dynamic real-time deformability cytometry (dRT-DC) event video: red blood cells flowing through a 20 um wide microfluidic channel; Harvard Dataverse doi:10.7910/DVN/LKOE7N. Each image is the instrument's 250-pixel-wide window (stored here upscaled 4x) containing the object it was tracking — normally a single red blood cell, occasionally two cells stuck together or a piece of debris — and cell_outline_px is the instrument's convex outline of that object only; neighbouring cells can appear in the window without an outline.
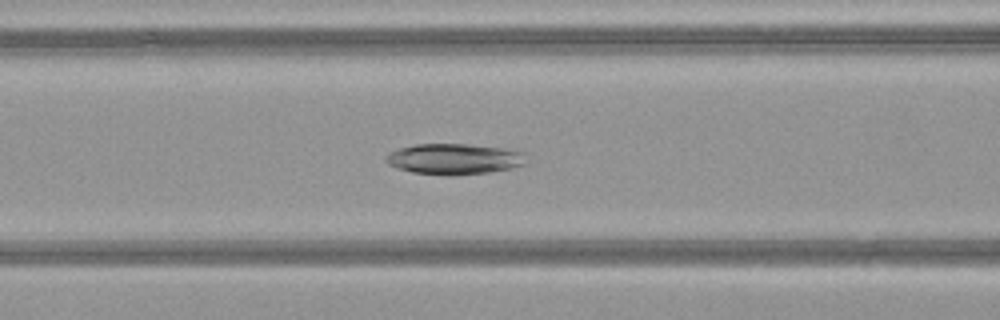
{"species": "common noctule bat (a hibernating species)", "species_latin": "Nyctalus noctula", "temperature_condition": "warm", "stored_images_in_passage": 49, "camera_frame_rate_fps": 3000, "um_per_image_px": 0.085, "animal": {"sex": "female", "body_mass_g": 21.9}, "frame": {"image": 1, "passage_image": 20, "time_ms": 6.333, "image_size_px": [1000, 320], "cell_outline_px": [[524, 164], [508, 168], [488, 172], [448, 176], [412, 172], [396, 168], [388, 164], [384, 160], [384, 156], [388, 152], [400, 148], [416, 144], [468, 144], [520, 148], [524, 152]], "centroid_in_image_um": [38.61, 13.49], "position_along_channel_um": 128.0, "area_um2": 25.61}}
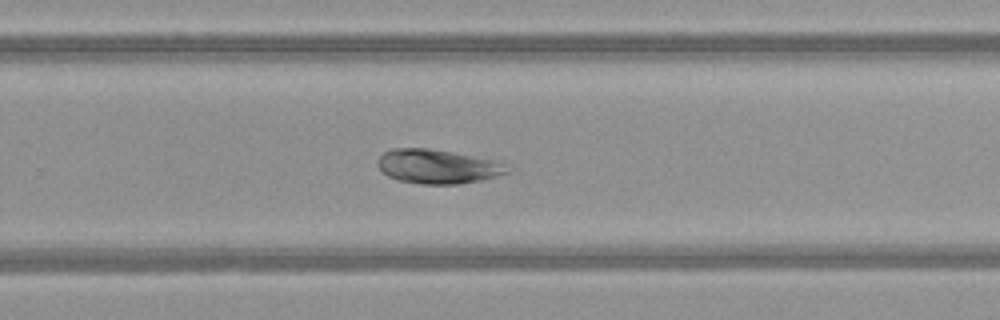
{"frame": {"image": 2, "passage_image": 32, "time_ms": 10.333, "image_size_px": [1000, 320], "cell_outline_px": [[512, 172], [480, 180], [460, 184], [420, 184], [396, 180], [388, 176], [376, 164], [376, 160], [384, 152], [392, 148], [428, 148], [452, 152], [496, 160], [512, 168]], "centroid_in_image_um": [37.21, 14.15], "position_along_channel_um": 292.6, "area_um2": 26.01}}
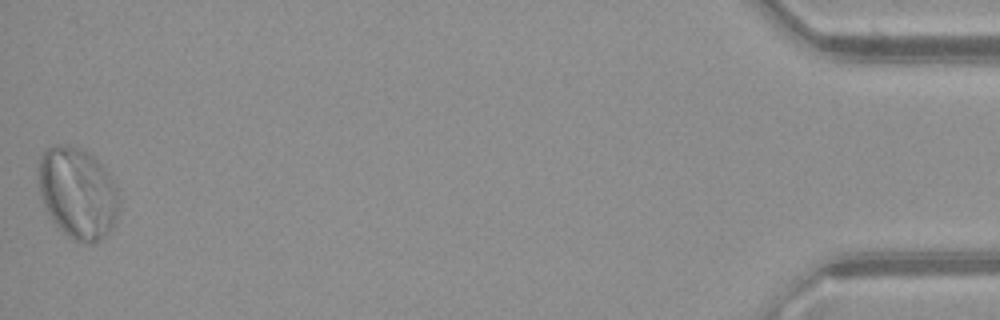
{"frame": {"image": 3, "passage_image": 49, "time_ms": 16.0, "image_size_px": [1000, 320], "cell_outline_px": [[120, 208], [112, 232], [96, 244], [88, 244], [72, 240], [52, 220], [44, 204], [36, 180], [40, 156], [52, 144], [64, 144], [80, 148], [88, 152], [112, 176], [116, 184], [120, 196]], "centroid_in_image_um": [6.64, 16.43], "position_along_channel_um": 428.6, "area_um2": 43.87}, "authors_computed_cell_mechanics": {"area_um2": 28.2642, "velocity_mm_per_s": 4.1062, "shape_relaxation_time_tau1_ms": 2.647, "shape_relaxation_time_tau2_ms": 1.201, "deformation_change_tau1": 0.0921, "deformation_change_tau2": 0.0494}}